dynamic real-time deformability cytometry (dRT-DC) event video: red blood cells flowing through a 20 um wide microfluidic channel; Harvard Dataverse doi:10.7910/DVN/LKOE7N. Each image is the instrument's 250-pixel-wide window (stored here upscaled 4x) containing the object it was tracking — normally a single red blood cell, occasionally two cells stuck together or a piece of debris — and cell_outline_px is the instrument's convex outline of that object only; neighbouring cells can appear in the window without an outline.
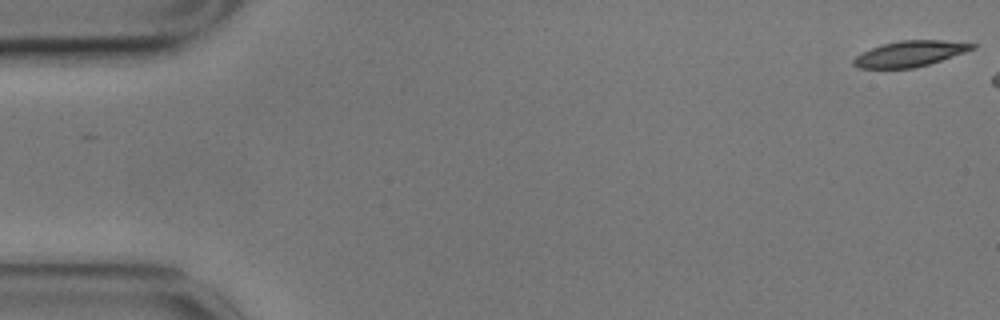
{"species": "common noctule bat (a hibernating species)", "species_latin": "Nyctalus noctula", "temperature_condition": "cold", "stored_images_in_passage": 7, "camera_frame_rate_fps": 3000, "um_per_image_px": 0.085, "animal": {"sex": "male", "body_mass_g": 17.9}, "frame": {"image": 1, "passage_image": 1, "time_ms": 0.0, "image_size_px": [1000, 320], "cell_outline_px": [[976, 48], [928, 64], [912, 68], [860, 68], [852, 64], [852, 60], [856, 56], [872, 48], [884, 44], [900, 40], [944, 40], [976, 44]], "centroid_in_image_um": [77.34, 4.56], "position_along_channel_um": 7.7, "area_um2": 17.46}}